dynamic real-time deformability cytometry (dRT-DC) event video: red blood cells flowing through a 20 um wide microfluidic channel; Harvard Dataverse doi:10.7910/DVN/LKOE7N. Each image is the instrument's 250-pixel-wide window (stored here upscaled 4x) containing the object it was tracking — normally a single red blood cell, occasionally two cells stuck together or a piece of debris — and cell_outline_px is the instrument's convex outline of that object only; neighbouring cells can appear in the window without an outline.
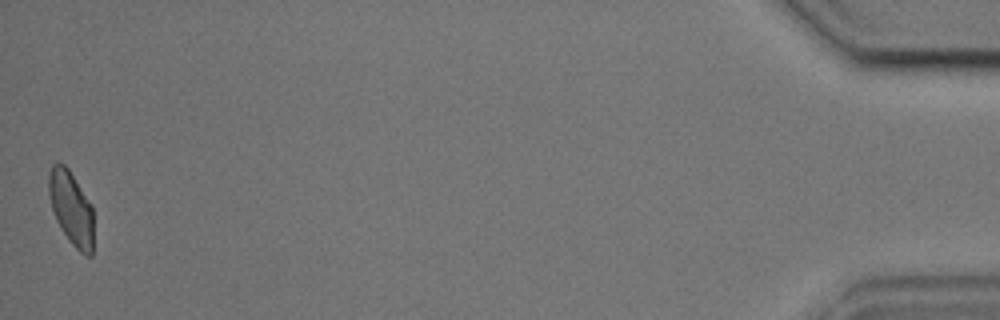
{"species": "common noctule bat (a hibernating species)", "species_latin": "Nyctalus noctula", "temperature_condition": "cold", "stored_images_in_passage": 44, "camera_frame_rate_fps": 3000, "um_per_image_px": 0.085, "animal": {"sex": "male", "body_mass_g": 17.9, "forearm_length_mm": 54.2}, "frame": {"image": 1, "passage_image": 44, "time_ms": 14.333, "image_size_px": [1000, 320], "cell_outline_px": [[92, 256], [88, 256], [80, 252], [68, 240], [60, 228], [52, 212], [48, 196], [48, 172], [52, 164], [56, 160], [64, 164], [68, 168], [92, 204]], "centroid_in_image_um": [6.01, 17.64], "position_along_channel_um": 429.2, "area_um2": 19.59}, "authors_computed_cell_mechanics": {"area_um2": 20.3745, "velocity_mm_per_s": 3.6437, "shape_relaxation_time_tau1_ms": 3.7964, "shape_relaxation_time_tau2_ms": 1.8217, "deformation_change_tau1": 0.1041, "deformation_change_tau2": 0.0579}}